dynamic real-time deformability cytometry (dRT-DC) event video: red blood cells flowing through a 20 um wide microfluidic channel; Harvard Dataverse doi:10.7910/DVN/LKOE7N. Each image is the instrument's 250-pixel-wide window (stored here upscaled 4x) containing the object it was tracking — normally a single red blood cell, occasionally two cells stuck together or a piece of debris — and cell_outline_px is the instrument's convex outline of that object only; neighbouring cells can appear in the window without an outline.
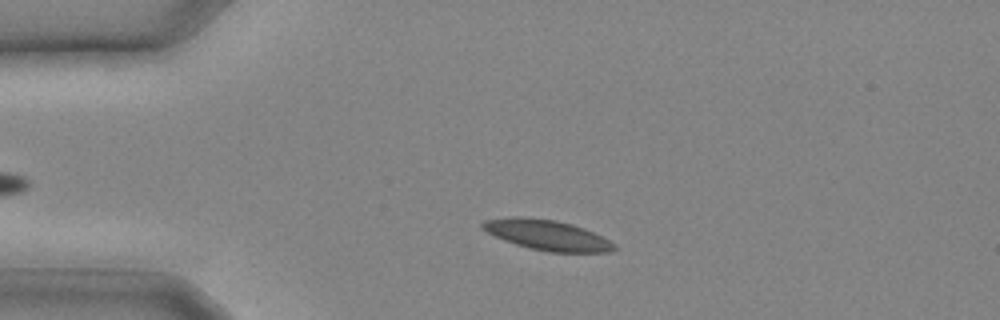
{"species": "common noctule bat (a hibernating species)", "species_latin": "Nyctalus noctula", "temperature_condition": "cold", "stored_images_in_passage": 25, "camera_frame_rate_fps": 3000, "um_per_image_px": 0.085, "animal": {"sex": "male", "body_mass_g": 20.4}, "frame": {"image": 1, "passage_image": 4, "time_ms": 1.0, "image_size_px": [1000, 320], "cell_outline_px": [[616, 248], [612, 252], [548, 252], [516, 244], [496, 236], [480, 228], [480, 224], [484, 220], [512, 216], [520, 216], [556, 220], [572, 224], [584, 228], [616, 244]], "centroid_in_image_um": [46.5, 19.96], "position_along_channel_um": 38.5, "area_um2": 23.06}}
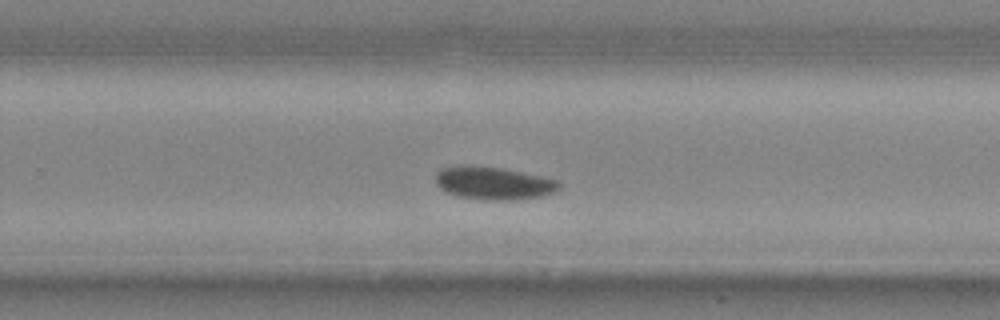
{"frame": {"image": 2, "passage_image": 16, "time_ms": 5.0, "image_size_px": [1000, 320], "cell_outline_px": [[560, 188], [552, 192], [540, 196], [512, 200], [484, 200], [460, 196], [448, 192], [440, 188], [436, 184], [436, 172], [440, 168], [460, 164], [468, 164], [500, 168], [520, 172], [556, 180], [560, 184]], "centroid_in_image_um": [41.87, 15.55], "position_along_channel_um": 287.9, "area_um2": 23.47}}
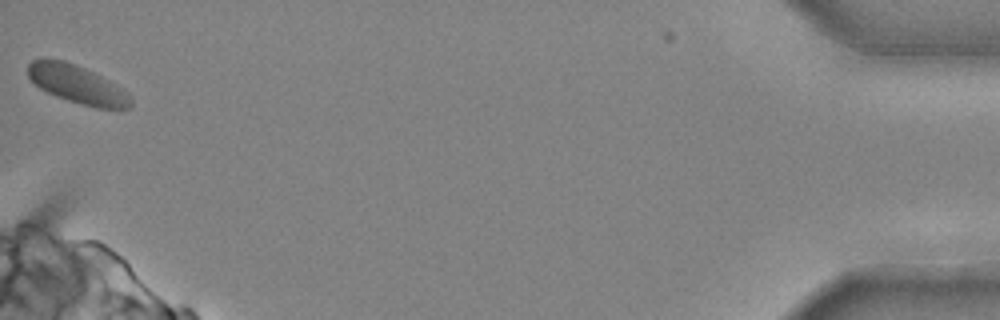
{"frame": {"image": 3, "passage_image": 25, "time_ms": 8.0, "image_size_px": [1000, 320], "cell_outline_px": [[132, 104], [128, 108], [120, 112], [96, 108], [80, 104], [56, 96], [40, 88], [28, 76], [28, 64], [32, 60], [40, 56], [44, 56], [64, 60], [84, 68], [100, 76], [128, 92], [132, 96]], "centroid_in_image_um": [6.59, 7.18], "position_along_channel_um": 428.6, "area_um2": 23.41}}